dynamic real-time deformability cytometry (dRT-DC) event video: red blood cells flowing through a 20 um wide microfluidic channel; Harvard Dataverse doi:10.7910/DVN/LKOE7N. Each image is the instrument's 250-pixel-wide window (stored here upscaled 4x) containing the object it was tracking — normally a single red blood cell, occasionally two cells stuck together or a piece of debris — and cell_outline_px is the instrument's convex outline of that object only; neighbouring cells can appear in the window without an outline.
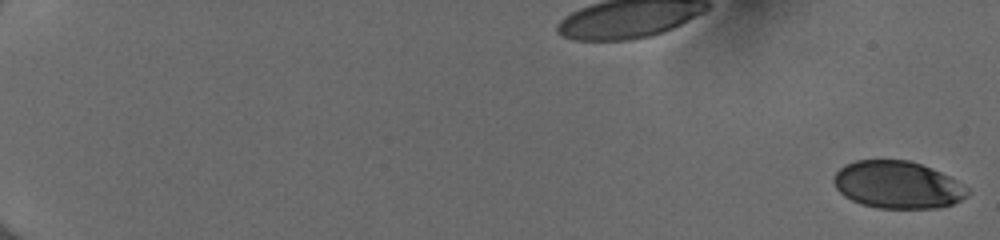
{"species": "human", "species_latin": "Homo sapiens", "temperature_condition": "cold", "stored_images_in_passage": 54, "camera_frame_rate_fps": 3000, "um_per_image_px": 0.085, "donor": {"sex": "female"}, "frame": {"image": 1, "passage_image": 1, "time_ms": 0.0, "image_size_px": [1000, 240], "cell_outline_px": [[968, 196], [952, 204], [936, 208], [876, 208], [860, 204], [844, 196], [836, 188], [832, 180], [836, 172], [844, 164], [856, 160], [908, 160], [932, 168], [956, 180], [968, 188]], "centroid_in_image_um": [76.27, 15.71], "position_along_channel_um": 8.7, "area_um2": 36.93}}
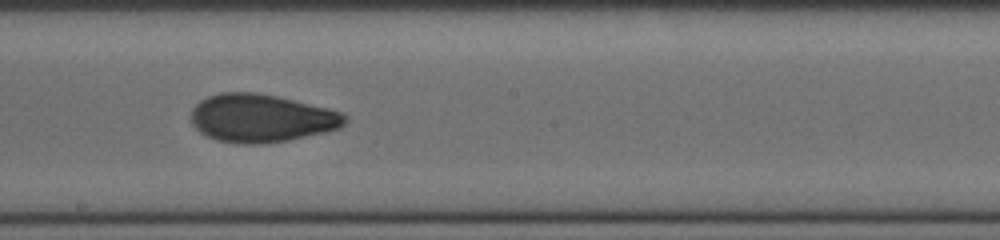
{"frame": {"image": 2, "passage_image": 34, "time_ms": 11.0, "image_size_px": [1000, 240], "cell_outline_px": [[348, 116], [344, 124], [340, 128], [324, 132], [288, 140], [260, 144], [244, 144], [216, 140], [200, 132], [192, 124], [192, 108], [200, 100], [208, 96], [220, 92], [256, 92], [276, 96], [328, 108], [344, 112]], "centroid_in_image_um": [22.22, 10.04], "position_along_channel_um": 226.0, "area_um2": 43.06}}
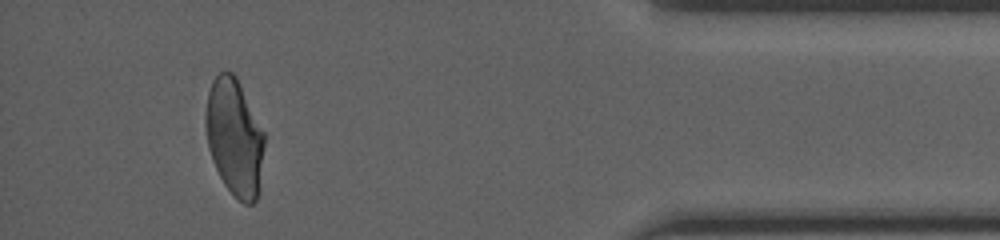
{"frame": {"image": 3, "passage_image": 51, "time_ms": 16.667, "image_size_px": [1000, 240], "cell_outline_px": [[264, 148], [260, 188], [256, 200], [252, 204], [244, 204], [224, 184], [212, 160], [208, 148], [208, 92], [212, 80], [220, 72], [232, 72], [236, 76], [264, 132]], "centroid_in_image_um": [19.98, 11.71], "position_along_channel_um": 415.2, "area_um2": 39.19}, "authors_computed_cell_mechanics": {"area_um2": 40.9224, "velocity_mm_per_s": 4.0429, "shape_relaxation_time_tau1_ms": 9.1328, "shape_relaxation_time_tau2_ms": 1.2237, "deformation_change_tau1": 0.2203, "deformation_change_tau2": 0.0628}}